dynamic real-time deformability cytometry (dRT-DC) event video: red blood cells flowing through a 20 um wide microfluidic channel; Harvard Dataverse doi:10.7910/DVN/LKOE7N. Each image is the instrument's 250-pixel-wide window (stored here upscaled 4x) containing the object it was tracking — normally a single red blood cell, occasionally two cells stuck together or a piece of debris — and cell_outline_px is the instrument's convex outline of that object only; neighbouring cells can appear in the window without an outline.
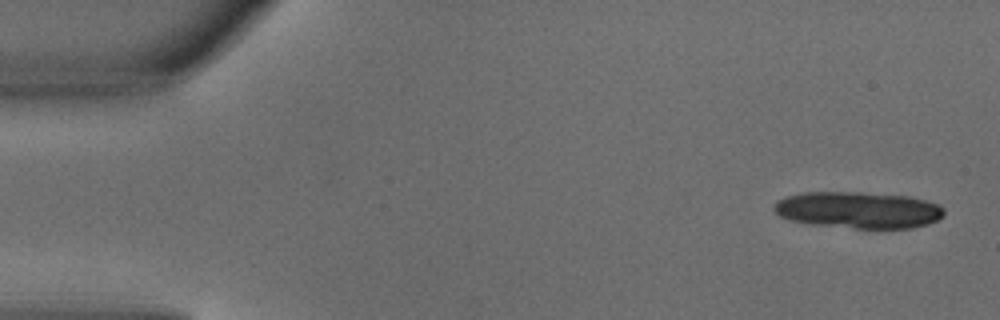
{"species": "common noctule bat (a hibernating species)", "species_latin": "Nyctalus noctula", "temperature_condition": "warm", "stored_images_in_passage": 4, "camera_frame_rate_fps": 3000, "um_per_image_px": 0.085, "animal": {"sex": "male", "body_mass_g": 18.8}, "frame": {"image": 1, "passage_image": 1, "time_ms": 0.0, "image_size_px": [1000, 320], "cell_outline_px": [[944, 216], [928, 224], [912, 228], [856, 228], [812, 224], [788, 220], [780, 216], [772, 208], [776, 200], [788, 196], [804, 192], [860, 192], [908, 196], [940, 204], [944, 208]], "centroid_in_image_um": [72.96, 17.84], "position_along_channel_um": 12.0, "area_um2": 36.36}}